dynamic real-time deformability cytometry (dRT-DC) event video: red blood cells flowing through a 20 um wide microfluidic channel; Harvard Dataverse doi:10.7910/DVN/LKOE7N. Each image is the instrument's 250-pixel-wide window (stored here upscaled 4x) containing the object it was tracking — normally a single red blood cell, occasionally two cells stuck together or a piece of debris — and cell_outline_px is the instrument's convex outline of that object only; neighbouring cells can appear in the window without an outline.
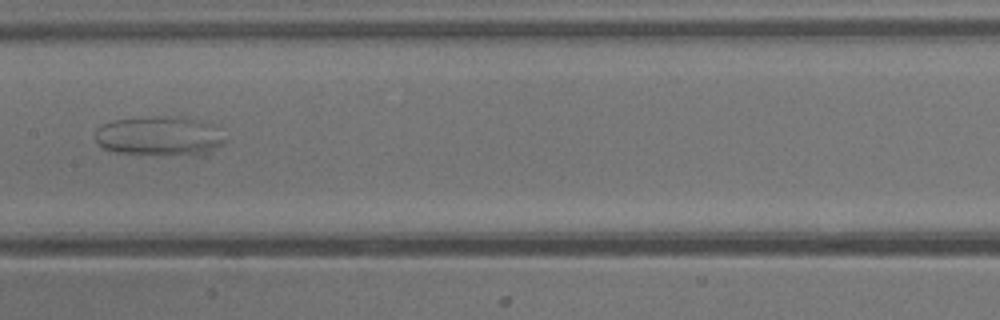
{"species": "common noctule bat (a hibernating species)", "species_latin": "Nyctalus noctula", "temperature_condition": "warm", "stored_images_in_passage": 27, "camera_frame_rate_fps": 3000, "um_per_image_px": 0.085, "animal": {"sex": "male", "body_mass_g": 13.3}, "frame": {"image": 1, "passage_image": 17, "time_ms": 5.333, "image_size_px": [1000, 320], "cell_outline_px": [[224, 140], [208, 156], [156, 156], [112, 152], [104, 148], [96, 140], [96, 128], [112, 120], [152, 116], [180, 116], [216, 124]], "centroid_in_image_um": [13.6, 11.6], "position_along_channel_um": 193.8, "area_um2": 30.92}}
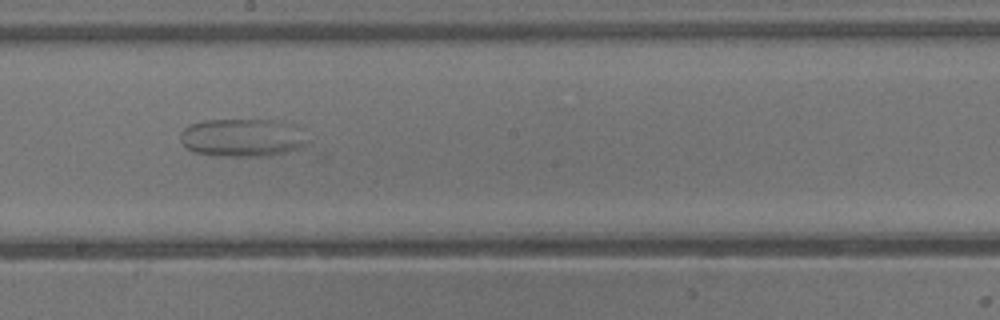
{"frame": {"image": 2, "passage_image": 19, "time_ms": 6.0, "image_size_px": [1000, 320], "cell_outline_px": [[308, 144], [288, 152], [272, 156], [212, 156], [192, 152], [180, 140], [180, 132], [188, 124], [204, 120], [280, 120], [308, 140]], "centroid_in_image_um": [20.5, 11.72], "position_along_channel_um": 227.7, "area_um2": 28.03}}